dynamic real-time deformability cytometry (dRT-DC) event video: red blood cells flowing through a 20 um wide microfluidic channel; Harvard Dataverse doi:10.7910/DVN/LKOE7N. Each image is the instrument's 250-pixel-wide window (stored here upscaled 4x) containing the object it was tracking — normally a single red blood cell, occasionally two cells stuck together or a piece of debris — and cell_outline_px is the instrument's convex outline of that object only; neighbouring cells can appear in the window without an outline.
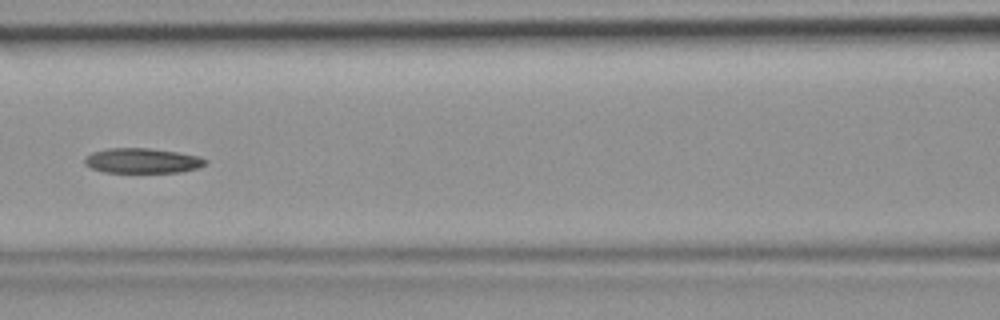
{"species": "common noctule bat (a hibernating species)", "species_latin": "Nyctalus noctula", "temperature_condition": "room temperature", "stored_images_in_passage": 45, "camera_frame_rate_fps": 3000, "um_per_image_px": 0.085, "animal": {"sex": "female", "body_mass_g": 19.9}, "frame": {"image": 1, "passage_image": 20, "time_ms": 6.333, "image_size_px": [1000, 320], "cell_outline_px": [[208, 164], [200, 168], [180, 172], [104, 172], [92, 168], [84, 164], [84, 160], [92, 152], [108, 148], [148, 148], [176, 152], [200, 156], [208, 160]], "centroid_in_image_um": [12.15, 13.66], "position_along_channel_um": 154.4, "area_um2": 17.63}}